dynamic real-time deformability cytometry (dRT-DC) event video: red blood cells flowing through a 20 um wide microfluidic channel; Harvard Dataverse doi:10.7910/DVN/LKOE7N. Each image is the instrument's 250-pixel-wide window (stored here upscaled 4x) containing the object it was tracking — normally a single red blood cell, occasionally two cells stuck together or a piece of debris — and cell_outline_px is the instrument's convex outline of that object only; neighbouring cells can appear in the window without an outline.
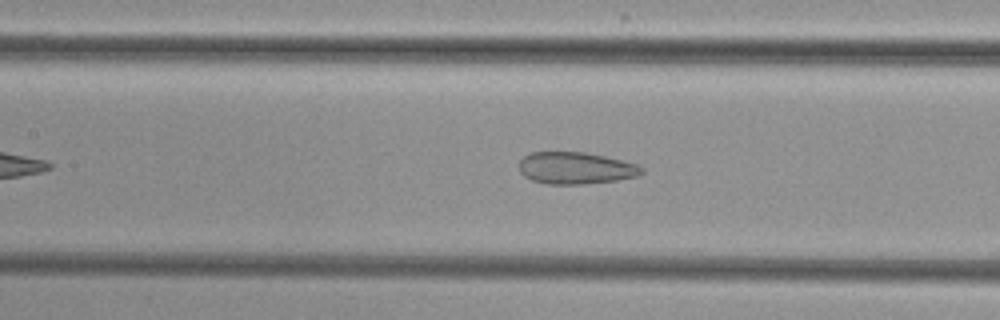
{"species": "common noctule bat (a hibernating species)", "species_latin": "Nyctalus noctula", "temperature_condition": "cold", "stored_images_in_passage": 35, "camera_frame_rate_fps": 3000, "um_per_image_px": 0.085, "animal": {"sex": "female", "body_mass_g": 29.2, "forearm_length_mm": 56.3}, "frame": {"image": 1, "passage_image": 15, "time_ms": 4.667, "image_size_px": [1000, 320], "cell_outline_px": [[644, 172], [640, 176], [616, 180], [584, 184], [544, 184], [532, 180], [524, 176], [520, 172], [520, 160], [524, 156], [532, 152], [584, 152], [604, 156], [636, 164], [644, 168]], "centroid_in_image_um": [48.94, 14.29], "position_along_channel_um": 158.5, "area_um2": 22.83}}
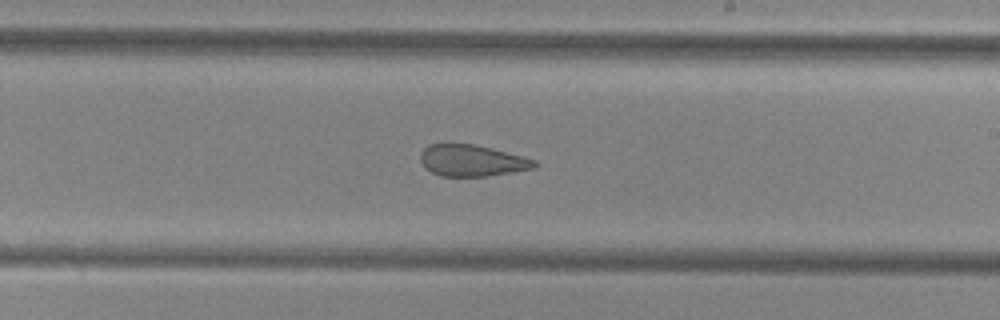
{"frame": {"image": 2, "passage_image": 22, "time_ms": 7.0, "image_size_px": [1000, 320], "cell_outline_px": [[540, 164], [536, 168], [488, 176], [440, 176], [424, 168], [420, 160], [420, 152], [428, 144], [472, 144], [492, 148], [536, 160]], "centroid_in_image_um": [40.12, 13.65], "position_along_channel_um": 248.9, "area_um2": 21.04}}
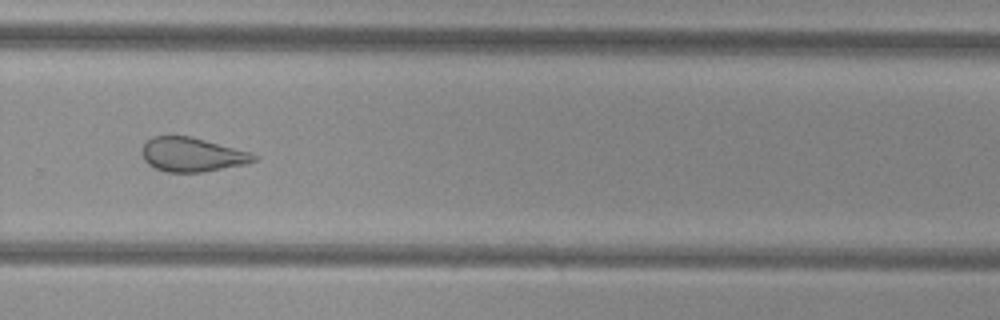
{"frame": {"image": 3, "passage_image": 27, "time_ms": 8.667, "image_size_px": [1000, 320], "cell_outline_px": [[256, 160], [244, 164], [204, 172], [164, 172], [148, 164], [144, 160], [140, 152], [140, 148], [152, 136], [192, 136], [248, 152], [256, 156]], "centroid_in_image_um": [16.25, 13.14], "position_along_channel_um": 313.6, "area_um2": 22.14}}